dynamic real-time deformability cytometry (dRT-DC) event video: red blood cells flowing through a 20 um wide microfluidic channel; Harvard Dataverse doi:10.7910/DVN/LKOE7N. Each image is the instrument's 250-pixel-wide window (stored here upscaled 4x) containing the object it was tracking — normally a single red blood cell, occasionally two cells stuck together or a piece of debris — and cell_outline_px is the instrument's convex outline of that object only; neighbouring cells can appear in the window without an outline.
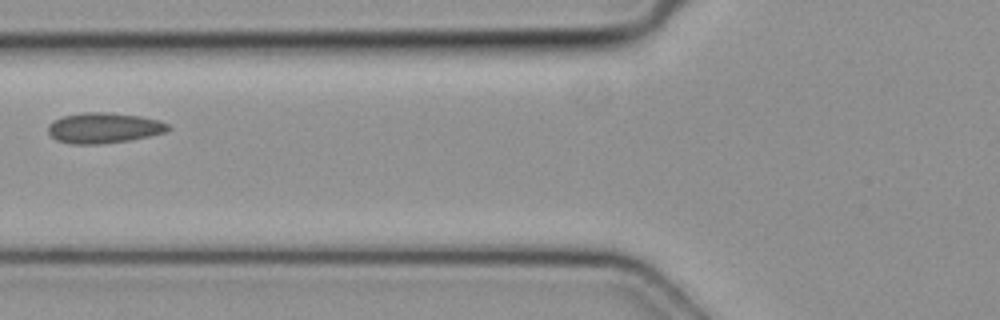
{"species": "common noctule bat (a hibernating species)", "species_latin": "Nyctalus noctula", "temperature_condition": "cold", "stored_images_in_passage": 3, "camera_frame_rate_fps": 3000, "um_per_image_px": 0.085, "animal": {"sex": "female", "body_mass_g": 19.3, "forearm_length_mm": 54.1}, "frame": {"image": 1, "passage_image": 2, "time_ms": 0.333, "image_size_px": [1000, 320], "cell_outline_px": [[172, 128], [164, 132], [148, 136], [128, 140], [100, 144], [72, 144], [56, 140], [48, 132], [48, 124], [64, 116], [80, 112], [104, 112], [140, 116], [160, 120], [168, 124]], "centroid_in_image_um": [8.82, 10.87], "position_along_channel_um": 117.0, "area_um2": 21.21}}
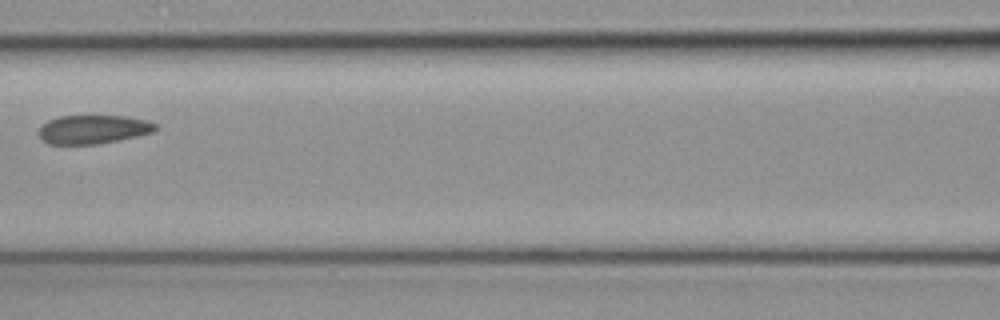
{"frame": {"image": 2, "passage_image": 3, "time_ms": 0.667, "image_size_px": [1000, 320], "cell_outline_px": [[160, 128], [152, 132], [120, 140], [100, 144], [48, 144], [40, 136], [40, 128], [48, 120], [60, 116], [84, 112], [128, 116], [148, 120], [156, 124]], "centroid_in_image_um": [7.96, 10.93], "position_along_channel_um": 158.6, "area_um2": 20.52}}